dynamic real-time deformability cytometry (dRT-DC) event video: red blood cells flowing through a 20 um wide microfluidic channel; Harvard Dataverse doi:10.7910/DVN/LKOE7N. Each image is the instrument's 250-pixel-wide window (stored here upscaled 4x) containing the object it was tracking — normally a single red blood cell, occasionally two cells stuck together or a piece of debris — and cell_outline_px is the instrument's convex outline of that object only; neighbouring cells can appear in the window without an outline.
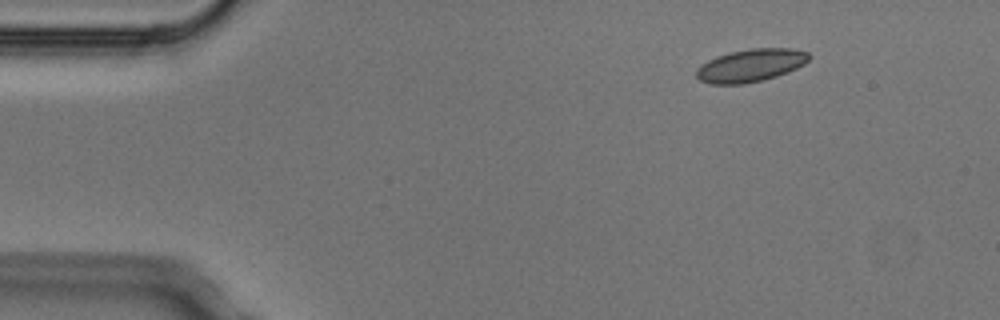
{"species": "Egyptian fruit bat (a non-hibernating species)", "species_latin": "Rousettus aegyptiacus", "temperature_condition": "cold", "stored_images_in_passage": 6, "camera_frame_rate_fps": 3000, "um_per_image_px": 0.085, "animal": {"sex": "male"}, "frame": {"image": 1, "passage_image": 2, "time_ms": 0.333, "image_size_px": [1000, 320], "cell_outline_px": [[812, 56], [804, 64], [788, 72], [764, 80], [744, 84], [708, 84], [700, 80], [696, 76], [696, 68], [708, 60], [716, 56], [728, 52], [748, 48], [792, 48], [808, 52]], "centroid_in_image_um": [63.8, 5.55], "position_along_channel_um": 21.2, "area_um2": 21.79}}
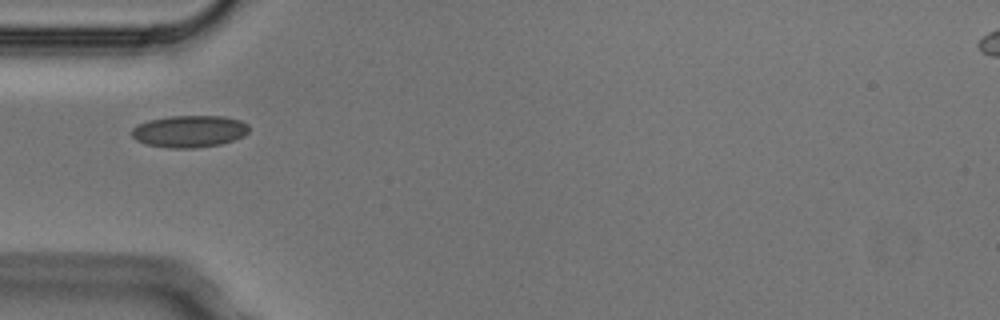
{"frame": {"image": 2, "passage_image": 5, "time_ms": 1.333, "image_size_px": [1000, 320], "cell_outline_px": [[248, 132], [244, 136], [220, 144], [196, 148], [168, 148], [144, 144], [136, 140], [132, 136], [132, 128], [148, 120], [168, 116], [224, 116], [240, 120], [248, 124]], "centroid_in_image_um": [16.09, 11.16], "position_along_channel_um": 68.9, "area_um2": 21.91}}
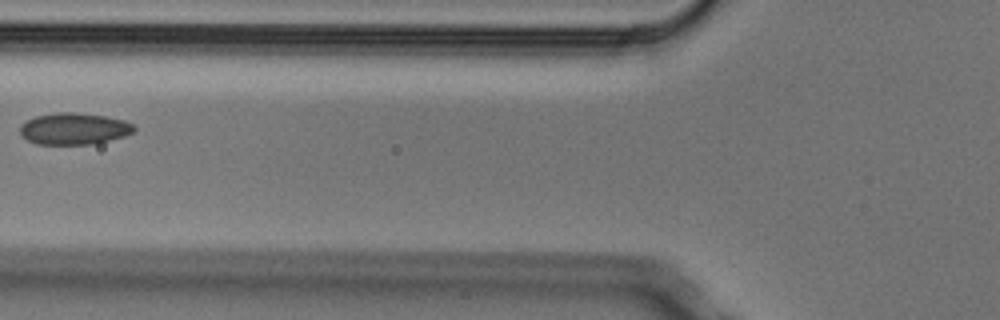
{"frame": {"image": 3, "passage_image": 6, "time_ms": 1.667, "image_size_px": [1000, 320], "cell_outline_px": [[136, 128], [132, 132], [124, 136], [92, 144], [36, 144], [28, 140], [20, 132], [20, 124], [36, 116], [60, 112], [76, 112], [104, 116], [124, 120], [132, 124]], "centroid_in_image_um": [6.28, 10.94], "position_along_channel_um": 119.5, "area_um2": 20.81}}